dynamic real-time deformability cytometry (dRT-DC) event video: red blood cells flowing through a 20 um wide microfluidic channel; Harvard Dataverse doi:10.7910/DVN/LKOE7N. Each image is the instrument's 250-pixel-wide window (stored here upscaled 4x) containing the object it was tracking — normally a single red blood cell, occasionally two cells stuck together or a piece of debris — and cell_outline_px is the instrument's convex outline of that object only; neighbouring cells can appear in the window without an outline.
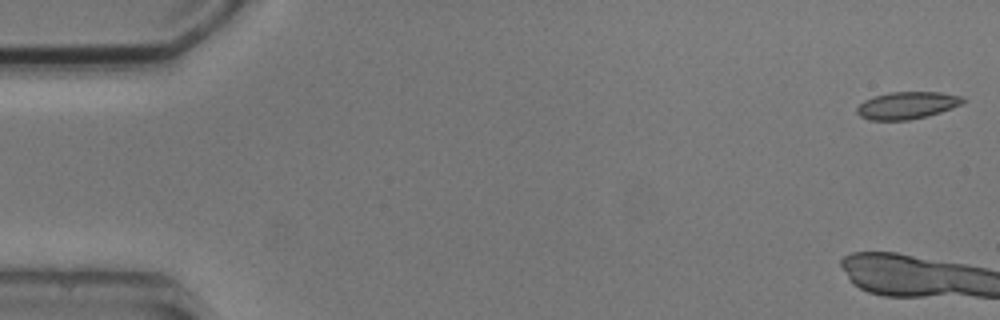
{"species": "common noctule bat (a hibernating species)", "species_latin": "Nyctalus noctula", "temperature_condition": "cold", "stored_images_in_passage": 2, "camera_frame_rate_fps": 3000, "um_per_image_px": 0.085, "animal": {"sex": "male", "body_mass_g": 20.5, "forearm_length_mm": 52.5}, "frame": {"image": 1, "passage_image": 1, "time_ms": 0.0, "image_size_px": [1000, 320], "cell_outline_px": [[968, 100], [952, 108], [928, 116], [908, 120], [872, 120], [860, 116], [856, 112], [856, 108], [864, 100], [876, 96], [892, 92], [940, 92], [964, 96]], "centroid_in_image_um": [77.14, 8.95], "position_along_channel_um": 7.9, "area_um2": 16.82}}